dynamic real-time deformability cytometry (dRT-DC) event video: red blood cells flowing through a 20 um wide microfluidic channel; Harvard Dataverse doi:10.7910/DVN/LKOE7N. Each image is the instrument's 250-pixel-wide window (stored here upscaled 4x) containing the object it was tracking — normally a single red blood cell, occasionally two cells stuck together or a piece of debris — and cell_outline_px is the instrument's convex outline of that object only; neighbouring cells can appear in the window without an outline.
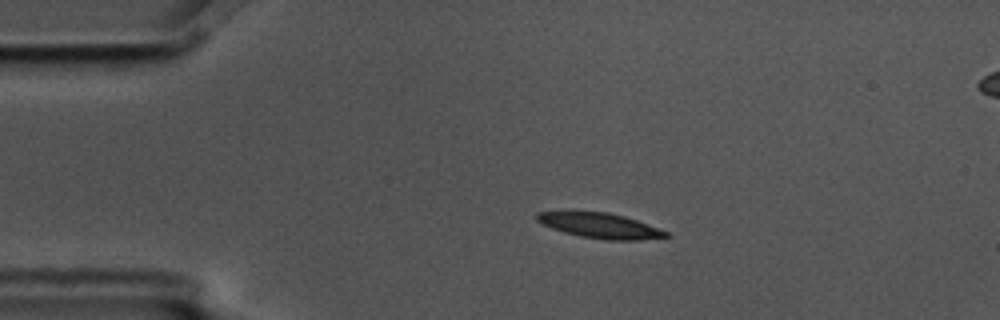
{"species": "common noctule bat (a hibernating species)", "species_latin": "Nyctalus noctula", "temperature_condition": "cold", "stored_images_in_passage": 5, "camera_frame_rate_fps": 3000, "um_per_image_px": 0.085, "animal": {"sex": "male", "body_mass_g": 17.5, "forearm_length_mm": 52.3}, "frame": {"image": 1, "passage_image": 3, "time_ms": 0.667, "image_size_px": [1000, 320], "cell_outline_px": [[672, 236], [640, 240], [604, 240], [580, 236], [564, 232], [552, 228], [536, 220], [536, 212], [564, 208], [572, 208], [608, 212], [624, 216], [636, 220], [668, 232]], "centroid_in_image_um": [50.88, 19.11], "position_along_channel_um": 34.1, "area_um2": 19.83}}